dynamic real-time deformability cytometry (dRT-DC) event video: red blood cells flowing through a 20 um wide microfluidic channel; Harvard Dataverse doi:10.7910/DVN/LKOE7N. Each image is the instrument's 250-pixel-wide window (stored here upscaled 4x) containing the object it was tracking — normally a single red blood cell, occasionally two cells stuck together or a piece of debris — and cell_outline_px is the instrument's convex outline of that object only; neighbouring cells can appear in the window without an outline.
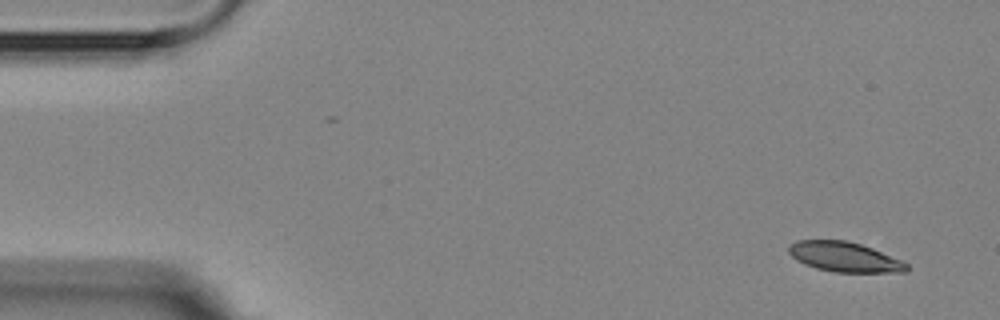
{"species": "Egyptian fruit bat (a non-hibernating species)", "species_latin": "Rousettus aegyptiacus", "temperature_condition": "room temperature", "stored_images_in_passage": 6, "camera_frame_rate_fps": 3000, "um_per_image_px": 0.085, "animal": {"sex": "female"}, "frame": {"image": 1, "passage_image": 1, "time_ms": 0.0, "image_size_px": [1000, 320], "cell_outline_px": [[908, 272], [836, 272], [816, 268], [804, 264], [796, 260], [788, 252], [788, 248], [796, 240], [848, 240], [872, 248], [900, 260], [908, 264]], "centroid_in_image_um": [71.77, 21.84], "position_along_channel_um": 13.2, "area_um2": 20.4}}
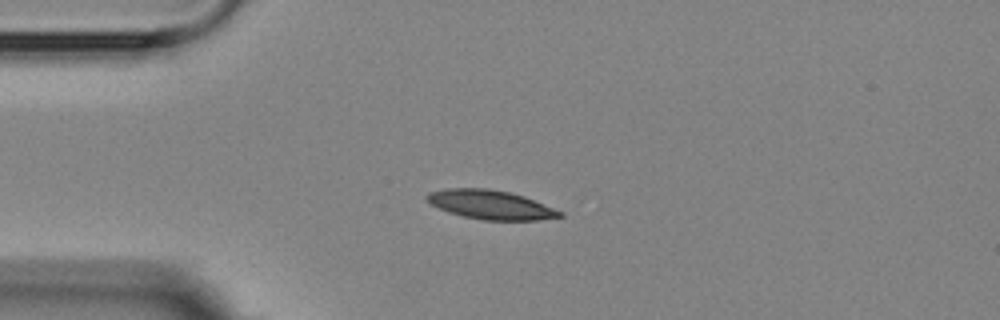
{"frame": {"image": 2, "passage_image": 4, "time_ms": 3.333, "image_size_px": [1000, 320], "cell_outline_px": [[564, 216], [536, 220], [484, 220], [464, 216], [440, 208], [432, 204], [424, 196], [428, 192], [448, 188], [488, 188], [508, 192], [524, 196], [564, 212]], "centroid_in_image_um": [41.73, 17.39], "position_along_channel_um": 43.3, "area_um2": 22.25}}
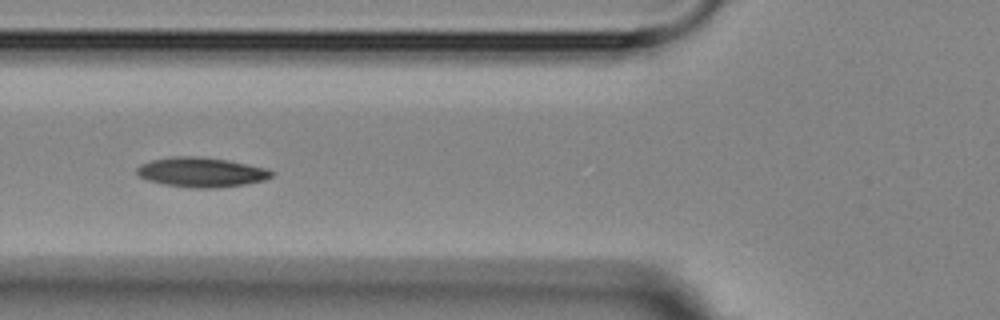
{"frame": {"image": 3, "passage_image": 6, "time_ms": 5.667, "image_size_px": [1000, 320], "cell_outline_px": [[276, 172], [272, 176], [264, 180], [244, 184], [216, 188], [192, 188], [164, 184], [148, 180], [140, 176], [136, 172], [136, 168], [140, 164], [152, 160], [172, 156], [196, 156], [228, 160], [268, 168]], "centroid_in_image_um": [17.13, 14.63], "position_along_channel_um": 108.7, "area_um2": 23.35}}